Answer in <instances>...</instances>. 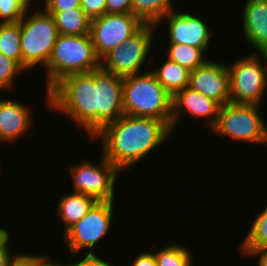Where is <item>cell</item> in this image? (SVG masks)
I'll return each instance as SVG.
<instances>
[{
	"mask_svg": "<svg viewBox=\"0 0 267 266\" xmlns=\"http://www.w3.org/2000/svg\"><path fill=\"white\" fill-rule=\"evenodd\" d=\"M172 133L165 121L124 114L92 139H102V155L123 173L167 142Z\"/></svg>",
	"mask_w": 267,
	"mask_h": 266,
	"instance_id": "6da1fadb",
	"label": "cell"
},
{
	"mask_svg": "<svg viewBox=\"0 0 267 266\" xmlns=\"http://www.w3.org/2000/svg\"><path fill=\"white\" fill-rule=\"evenodd\" d=\"M49 109L66 115L93 138L97 133V88L94 70L71 74L48 91Z\"/></svg>",
	"mask_w": 267,
	"mask_h": 266,
	"instance_id": "7a4b0ae2",
	"label": "cell"
},
{
	"mask_svg": "<svg viewBox=\"0 0 267 266\" xmlns=\"http://www.w3.org/2000/svg\"><path fill=\"white\" fill-rule=\"evenodd\" d=\"M122 94L125 115L162 120L172 130L173 97L151 70L123 77Z\"/></svg>",
	"mask_w": 267,
	"mask_h": 266,
	"instance_id": "3957f363",
	"label": "cell"
},
{
	"mask_svg": "<svg viewBox=\"0 0 267 266\" xmlns=\"http://www.w3.org/2000/svg\"><path fill=\"white\" fill-rule=\"evenodd\" d=\"M100 67L89 34L58 35L45 67L46 104L48 91L62 78L71 74L88 73Z\"/></svg>",
	"mask_w": 267,
	"mask_h": 266,
	"instance_id": "277c9868",
	"label": "cell"
},
{
	"mask_svg": "<svg viewBox=\"0 0 267 266\" xmlns=\"http://www.w3.org/2000/svg\"><path fill=\"white\" fill-rule=\"evenodd\" d=\"M28 9L20 20L22 68L27 72L38 64L46 67L59 35L51 14L43 8Z\"/></svg>",
	"mask_w": 267,
	"mask_h": 266,
	"instance_id": "5b68a950",
	"label": "cell"
},
{
	"mask_svg": "<svg viewBox=\"0 0 267 266\" xmlns=\"http://www.w3.org/2000/svg\"><path fill=\"white\" fill-rule=\"evenodd\" d=\"M262 57V58H260ZM229 70L230 102L263 104L267 92V60L262 53H252L227 65Z\"/></svg>",
	"mask_w": 267,
	"mask_h": 266,
	"instance_id": "8992f818",
	"label": "cell"
},
{
	"mask_svg": "<svg viewBox=\"0 0 267 266\" xmlns=\"http://www.w3.org/2000/svg\"><path fill=\"white\" fill-rule=\"evenodd\" d=\"M259 107L255 104L226 103L220 107L216 125L211 130L236 142L267 145V123Z\"/></svg>",
	"mask_w": 267,
	"mask_h": 266,
	"instance_id": "52a82bcc",
	"label": "cell"
},
{
	"mask_svg": "<svg viewBox=\"0 0 267 266\" xmlns=\"http://www.w3.org/2000/svg\"><path fill=\"white\" fill-rule=\"evenodd\" d=\"M155 30L156 26L144 24L123 44L108 52L100 60V66L122 78L141 73L151 53Z\"/></svg>",
	"mask_w": 267,
	"mask_h": 266,
	"instance_id": "ba28073f",
	"label": "cell"
},
{
	"mask_svg": "<svg viewBox=\"0 0 267 266\" xmlns=\"http://www.w3.org/2000/svg\"><path fill=\"white\" fill-rule=\"evenodd\" d=\"M114 201H98L87 214L63 234V242L70 249L71 257L84 248L94 254V248L111 231ZM73 255V256H72Z\"/></svg>",
	"mask_w": 267,
	"mask_h": 266,
	"instance_id": "9c48e42d",
	"label": "cell"
},
{
	"mask_svg": "<svg viewBox=\"0 0 267 266\" xmlns=\"http://www.w3.org/2000/svg\"><path fill=\"white\" fill-rule=\"evenodd\" d=\"M100 158L97 164L92 160H84L68 166L73 180L72 192L92 196L97 201H114L115 183L121 172L102 153Z\"/></svg>",
	"mask_w": 267,
	"mask_h": 266,
	"instance_id": "30bf717a",
	"label": "cell"
},
{
	"mask_svg": "<svg viewBox=\"0 0 267 266\" xmlns=\"http://www.w3.org/2000/svg\"><path fill=\"white\" fill-rule=\"evenodd\" d=\"M144 24L133 14H107L91 20L90 32L96 56L101 60L116 46L123 44Z\"/></svg>",
	"mask_w": 267,
	"mask_h": 266,
	"instance_id": "8fae6325",
	"label": "cell"
},
{
	"mask_svg": "<svg viewBox=\"0 0 267 266\" xmlns=\"http://www.w3.org/2000/svg\"><path fill=\"white\" fill-rule=\"evenodd\" d=\"M97 88V133L106 125L124 115L123 78L106 71L101 66L94 70Z\"/></svg>",
	"mask_w": 267,
	"mask_h": 266,
	"instance_id": "7c38bea8",
	"label": "cell"
},
{
	"mask_svg": "<svg viewBox=\"0 0 267 266\" xmlns=\"http://www.w3.org/2000/svg\"><path fill=\"white\" fill-rule=\"evenodd\" d=\"M198 15L173 10L162 17L159 24L167 22L168 43H180L208 50L212 32L208 25Z\"/></svg>",
	"mask_w": 267,
	"mask_h": 266,
	"instance_id": "4fadbf2b",
	"label": "cell"
},
{
	"mask_svg": "<svg viewBox=\"0 0 267 266\" xmlns=\"http://www.w3.org/2000/svg\"><path fill=\"white\" fill-rule=\"evenodd\" d=\"M189 88L213 99L221 106L230 102L229 70L227 64L208 60L190 71Z\"/></svg>",
	"mask_w": 267,
	"mask_h": 266,
	"instance_id": "5bb4252c",
	"label": "cell"
},
{
	"mask_svg": "<svg viewBox=\"0 0 267 266\" xmlns=\"http://www.w3.org/2000/svg\"><path fill=\"white\" fill-rule=\"evenodd\" d=\"M220 107L221 105L213 99L189 87L178 91L173 96L172 101V132H174V128H176L178 121H180V117L183 116V114H181L183 111V113L186 112L190 118H205L206 121L209 120L205 123L211 130L216 125Z\"/></svg>",
	"mask_w": 267,
	"mask_h": 266,
	"instance_id": "9a60e30c",
	"label": "cell"
},
{
	"mask_svg": "<svg viewBox=\"0 0 267 266\" xmlns=\"http://www.w3.org/2000/svg\"><path fill=\"white\" fill-rule=\"evenodd\" d=\"M31 108L14 99L0 98V138L5 143L15 142L31 130Z\"/></svg>",
	"mask_w": 267,
	"mask_h": 266,
	"instance_id": "2e32d148",
	"label": "cell"
},
{
	"mask_svg": "<svg viewBox=\"0 0 267 266\" xmlns=\"http://www.w3.org/2000/svg\"><path fill=\"white\" fill-rule=\"evenodd\" d=\"M243 33L246 44L263 53L267 48V0H246L243 7Z\"/></svg>",
	"mask_w": 267,
	"mask_h": 266,
	"instance_id": "e0dca14e",
	"label": "cell"
},
{
	"mask_svg": "<svg viewBox=\"0 0 267 266\" xmlns=\"http://www.w3.org/2000/svg\"><path fill=\"white\" fill-rule=\"evenodd\" d=\"M98 201L92 196L70 192L62 195L57 206L59 221L65 224L64 233L81 220Z\"/></svg>",
	"mask_w": 267,
	"mask_h": 266,
	"instance_id": "ac0fdd59",
	"label": "cell"
},
{
	"mask_svg": "<svg viewBox=\"0 0 267 266\" xmlns=\"http://www.w3.org/2000/svg\"><path fill=\"white\" fill-rule=\"evenodd\" d=\"M162 63L160 67L152 69V72L157 81L173 97L178 91L189 86L190 71L168 58Z\"/></svg>",
	"mask_w": 267,
	"mask_h": 266,
	"instance_id": "d6986e66",
	"label": "cell"
},
{
	"mask_svg": "<svg viewBox=\"0 0 267 266\" xmlns=\"http://www.w3.org/2000/svg\"><path fill=\"white\" fill-rule=\"evenodd\" d=\"M47 13L52 15L60 35H85L90 32L91 19L81 7Z\"/></svg>",
	"mask_w": 267,
	"mask_h": 266,
	"instance_id": "ffe728a7",
	"label": "cell"
},
{
	"mask_svg": "<svg viewBox=\"0 0 267 266\" xmlns=\"http://www.w3.org/2000/svg\"><path fill=\"white\" fill-rule=\"evenodd\" d=\"M174 9L173 0H132V14L143 24L156 26Z\"/></svg>",
	"mask_w": 267,
	"mask_h": 266,
	"instance_id": "44dd1931",
	"label": "cell"
},
{
	"mask_svg": "<svg viewBox=\"0 0 267 266\" xmlns=\"http://www.w3.org/2000/svg\"><path fill=\"white\" fill-rule=\"evenodd\" d=\"M167 57L169 60L180 64L189 71L195 70L197 67L205 64L209 59L201 48L180 43H168ZM205 57V58H204Z\"/></svg>",
	"mask_w": 267,
	"mask_h": 266,
	"instance_id": "7402d4cb",
	"label": "cell"
},
{
	"mask_svg": "<svg viewBox=\"0 0 267 266\" xmlns=\"http://www.w3.org/2000/svg\"><path fill=\"white\" fill-rule=\"evenodd\" d=\"M20 21L0 23V54L16 61L22 67Z\"/></svg>",
	"mask_w": 267,
	"mask_h": 266,
	"instance_id": "603a6c76",
	"label": "cell"
},
{
	"mask_svg": "<svg viewBox=\"0 0 267 266\" xmlns=\"http://www.w3.org/2000/svg\"><path fill=\"white\" fill-rule=\"evenodd\" d=\"M153 253L157 266H191L194 261L188 247L178 243L166 244L165 247Z\"/></svg>",
	"mask_w": 267,
	"mask_h": 266,
	"instance_id": "cb8c5ba5",
	"label": "cell"
},
{
	"mask_svg": "<svg viewBox=\"0 0 267 266\" xmlns=\"http://www.w3.org/2000/svg\"><path fill=\"white\" fill-rule=\"evenodd\" d=\"M254 218L246 237L242 240L241 249L267 247V204Z\"/></svg>",
	"mask_w": 267,
	"mask_h": 266,
	"instance_id": "d4e9b609",
	"label": "cell"
},
{
	"mask_svg": "<svg viewBox=\"0 0 267 266\" xmlns=\"http://www.w3.org/2000/svg\"><path fill=\"white\" fill-rule=\"evenodd\" d=\"M34 2L36 3L34 0H0V23L19 22Z\"/></svg>",
	"mask_w": 267,
	"mask_h": 266,
	"instance_id": "484cf974",
	"label": "cell"
},
{
	"mask_svg": "<svg viewBox=\"0 0 267 266\" xmlns=\"http://www.w3.org/2000/svg\"><path fill=\"white\" fill-rule=\"evenodd\" d=\"M22 72L26 73L16 61L0 54V91L14 88V79Z\"/></svg>",
	"mask_w": 267,
	"mask_h": 266,
	"instance_id": "4316f807",
	"label": "cell"
},
{
	"mask_svg": "<svg viewBox=\"0 0 267 266\" xmlns=\"http://www.w3.org/2000/svg\"><path fill=\"white\" fill-rule=\"evenodd\" d=\"M10 233L0 227V266H14L19 259L18 254H12L9 248Z\"/></svg>",
	"mask_w": 267,
	"mask_h": 266,
	"instance_id": "83f0119b",
	"label": "cell"
},
{
	"mask_svg": "<svg viewBox=\"0 0 267 266\" xmlns=\"http://www.w3.org/2000/svg\"><path fill=\"white\" fill-rule=\"evenodd\" d=\"M48 255H43L42 254H20L18 261L23 265V266H73L72 262L70 261L66 263H59L58 261L55 262L51 261L50 257L48 258Z\"/></svg>",
	"mask_w": 267,
	"mask_h": 266,
	"instance_id": "f1b7e54d",
	"label": "cell"
},
{
	"mask_svg": "<svg viewBox=\"0 0 267 266\" xmlns=\"http://www.w3.org/2000/svg\"><path fill=\"white\" fill-rule=\"evenodd\" d=\"M80 6L91 20L106 13V0H80Z\"/></svg>",
	"mask_w": 267,
	"mask_h": 266,
	"instance_id": "f546056e",
	"label": "cell"
},
{
	"mask_svg": "<svg viewBox=\"0 0 267 266\" xmlns=\"http://www.w3.org/2000/svg\"><path fill=\"white\" fill-rule=\"evenodd\" d=\"M46 12H62L69 9L80 8V0H42Z\"/></svg>",
	"mask_w": 267,
	"mask_h": 266,
	"instance_id": "4dcf8cb0",
	"label": "cell"
},
{
	"mask_svg": "<svg viewBox=\"0 0 267 266\" xmlns=\"http://www.w3.org/2000/svg\"><path fill=\"white\" fill-rule=\"evenodd\" d=\"M107 14H132V0H106Z\"/></svg>",
	"mask_w": 267,
	"mask_h": 266,
	"instance_id": "1f68e13d",
	"label": "cell"
},
{
	"mask_svg": "<svg viewBox=\"0 0 267 266\" xmlns=\"http://www.w3.org/2000/svg\"><path fill=\"white\" fill-rule=\"evenodd\" d=\"M73 266H114L112 263L110 264L106 259L99 257L96 253L87 254L85 253V257L80 261L72 262Z\"/></svg>",
	"mask_w": 267,
	"mask_h": 266,
	"instance_id": "d6a6232c",
	"label": "cell"
},
{
	"mask_svg": "<svg viewBox=\"0 0 267 266\" xmlns=\"http://www.w3.org/2000/svg\"><path fill=\"white\" fill-rule=\"evenodd\" d=\"M131 263L132 266H157L154 253L151 251L140 252Z\"/></svg>",
	"mask_w": 267,
	"mask_h": 266,
	"instance_id": "836d02e7",
	"label": "cell"
},
{
	"mask_svg": "<svg viewBox=\"0 0 267 266\" xmlns=\"http://www.w3.org/2000/svg\"><path fill=\"white\" fill-rule=\"evenodd\" d=\"M242 254L246 257H258V266H267V247L257 249H241Z\"/></svg>",
	"mask_w": 267,
	"mask_h": 266,
	"instance_id": "e575fe53",
	"label": "cell"
},
{
	"mask_svg": "<svg viewBox=\"0 0 267 266\" xmlns=\"http://www.w3.org/2000/svg\"><path fill=\"white\" fill-rule=\"evenodd\" d=\"M262 54L265 56V58L267 60V48H266V50Z\"/></svg>",
	"mask_w": 267,
	"mask_h": 266,
	"instance_id": "d590c367",
	"label": "cell"
},
{
	"mask_svg": "<svg viewBox=\"0 0 267 266\" xmlns=\"http://www.w3.org/2000/svg\"><path fill=\"white\" fill-rule=\"evenodd\" d=\"M14 266H23L19 261Z\"/></svg>",
	"mask_w": 267,
	"mask_h": 266,
	"instance_id": "8d00e7d4",
	"label": "cell"
},
{
	"mask_svg": "<svg viewBox=\"0 0 267 266\" xmlns=\"http://www.w3.org/2000/svg\"><path fill=\"white\" fill-rule=\"evenodd\" d=\"M5 142L0 138V144H4ZM0 151H1V149H0Z\"/></svg>",
	"mask_w": 267,
	"mask_h": 266,
	"instance_id": "74e56055",
	"label": "cell"
}]
</instances>
